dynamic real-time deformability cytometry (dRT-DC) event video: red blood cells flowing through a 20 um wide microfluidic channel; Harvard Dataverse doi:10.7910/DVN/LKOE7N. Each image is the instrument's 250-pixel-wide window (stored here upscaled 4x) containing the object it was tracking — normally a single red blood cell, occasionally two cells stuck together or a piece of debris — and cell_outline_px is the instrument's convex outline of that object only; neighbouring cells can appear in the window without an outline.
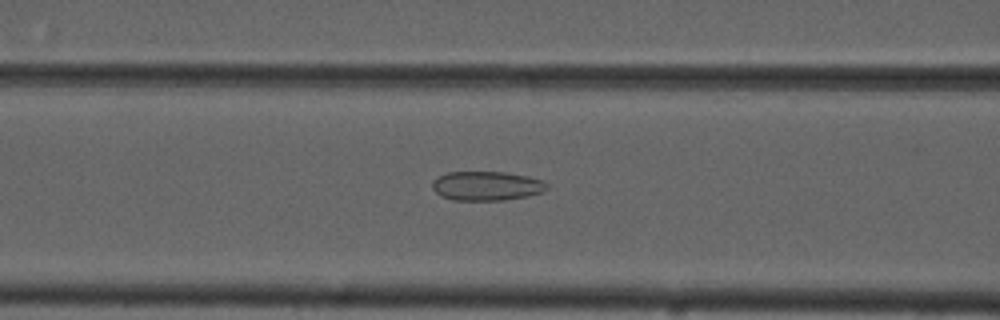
{"species": "common noctule bat (a hibernating species)", "species_latin": "Nyctalus noctula", "temperature_condition": "cold", "stored_images_in_passage": 54, "camera_frame_rate_fps": 3000, "um_per_image_px": 0.085, "animal": {"sex": "male", "forearm_length_mm": 52.5}, "frame": {"image": 1, "passage_image": 22, "time_ms": 7.0, "image_size_px": [1000, 320], "cell_outline_px": [[548, 188], [544, 192], [528, 196], [504, 200], [452, 200], [440, 196], [432, 188], [432, 180], [448, 172], [504, 172], [528, 176], [544, 180], [548, 184]], "centroid_in_image_um": [41.39, 15.8], "position_along_channel_um": 125.2, "area_um2": 19.71}}
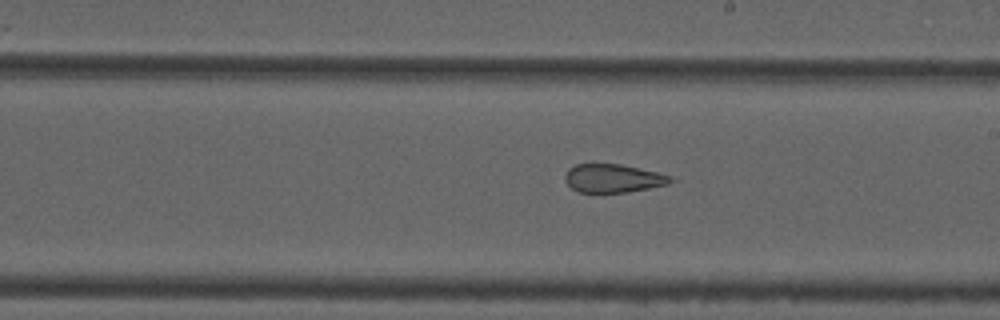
{"frame": {"image": 2, "passage_image": 31, "time_ms": 10.0, "image_size_px": [1000, 320], "cell_outline_px": [[680, 180], [668, 184], [628, 192], [580, 192], [572, 188], [564, 180], [564, 176], [568, 168], [576, 164], [620, 164], [656, 172]], "centroid_in_image_um": [52.11, 15.15], "position_along_channel_um": 236.9, "area_um2": 17.4}}
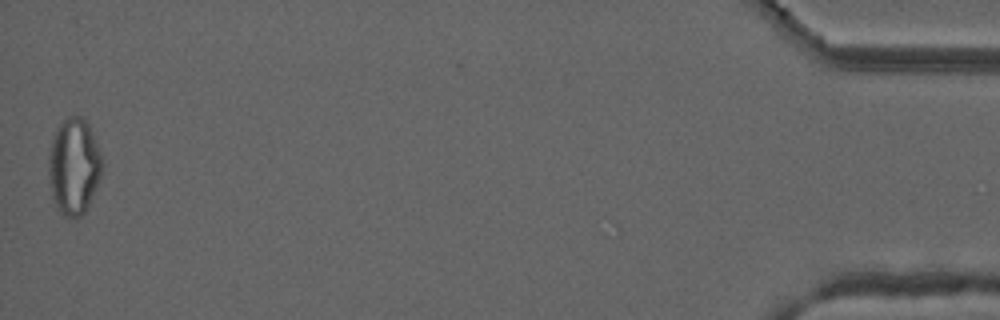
{"frame": {"image": 3, "passage_image": 54, "time_ms": 17.667, "image_size_px": [1000, 320], "cell_outline_px": [[100, 176], [88, 204], [84, 212], [76, 220], [64, 216], [56, 208], [52, 196], [48, 172], [48, 156], [52, 136], [56, 128], [68, 116], [84, 116], [88, 124], [96, 144], [100, 156]], "centroid_in_image_um": [6.22, 14.14], "position_along_channel_um": 429.0, "area_um2": 29.71}, "authors_computed_cell_mechanics": {"area_um2": 24.6517, "velocity_mm_per_s": 3.7286, "shape_relaxation_time_tau1_ms": null, "shape_relaxation_time_tau2_ms": 1.6249, "deformation_change_tau1": null, "deformation_change_tau2": 0.0897}}